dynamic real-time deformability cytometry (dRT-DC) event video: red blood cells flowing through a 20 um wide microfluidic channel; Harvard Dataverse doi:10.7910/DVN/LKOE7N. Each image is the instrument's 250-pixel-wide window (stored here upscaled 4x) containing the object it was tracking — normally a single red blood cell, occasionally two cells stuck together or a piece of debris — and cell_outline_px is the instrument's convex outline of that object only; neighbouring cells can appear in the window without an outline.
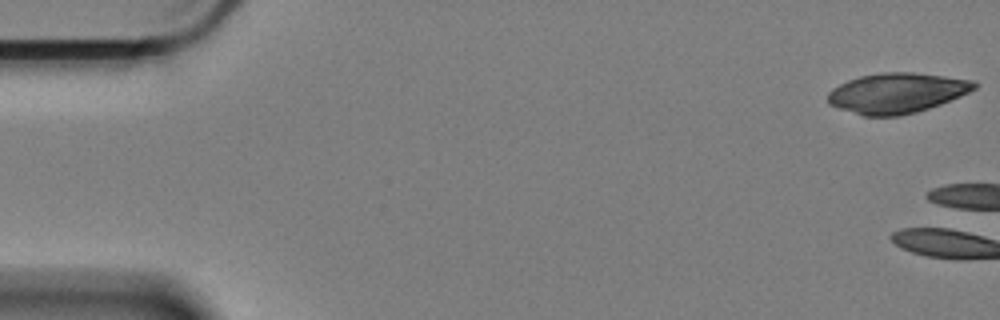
{"species": "Egyptian fruit bat (a non-hibernating species)", "species_latin": "Rousettus aegyptiacus", "temperature_condition": "cold", "stored_images_in_passage": 5, "camera_frame_rate_fps": 3000, "um_per_image_px": 0.085, "animal": {"sex": "female"}, "frame": {"image": 1, "passage_image": 1, "time_ms": 0.0, "image_size_px": [1000, 320], "cell_outline_px": [[980, 84], [976, 88], [960, 96], [940, 104], [916, 112], [900, 116], [864, 116], [828, 104], [828, 92], [832, 88], [848, 80], [860, 76], [884, 72], [912, 72], [976, 80]], "centroid_in_image_um": [76.25, 7.9], "position_along_channel_um": 8.7, "area_um2": 34.28}}